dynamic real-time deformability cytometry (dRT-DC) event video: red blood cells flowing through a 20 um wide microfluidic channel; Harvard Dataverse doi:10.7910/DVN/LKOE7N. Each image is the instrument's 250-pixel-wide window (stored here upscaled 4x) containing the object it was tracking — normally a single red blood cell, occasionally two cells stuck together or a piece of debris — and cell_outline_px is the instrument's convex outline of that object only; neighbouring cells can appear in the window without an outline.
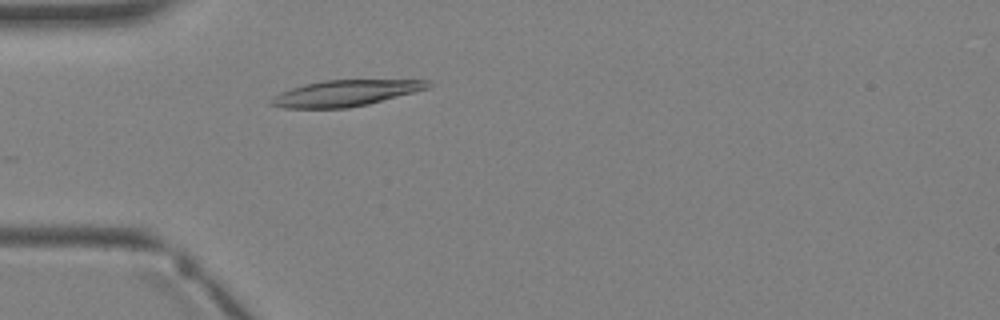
{"species": "Egyptian fruit bat (a non-hibernating species)", "species_latin": "Rousettus aegyptiacus", "temperature_condition": "warm", "stored_images_in_passage": 1, "camera_frame_rate_fps": 3000, "um_per_image_px": 0.085, "animal": {"sex": "female"}, "frame": {"image": 1, "passage_image": 1, "time_ms": 0.0, "image_size_px": [1000, 320], "cell_outline_px": [[432, 84], [428, 88], [368, 104], [348, 108], [284, 108], [268, 104], [268, 100], [272, 96], [280, 92], [304, 84], [324, 80], [428, 80]], "centroid_in_image_um": [29.29, 7.92], "position_along_channel_um": 55.7, "area_um2": 23.76}}